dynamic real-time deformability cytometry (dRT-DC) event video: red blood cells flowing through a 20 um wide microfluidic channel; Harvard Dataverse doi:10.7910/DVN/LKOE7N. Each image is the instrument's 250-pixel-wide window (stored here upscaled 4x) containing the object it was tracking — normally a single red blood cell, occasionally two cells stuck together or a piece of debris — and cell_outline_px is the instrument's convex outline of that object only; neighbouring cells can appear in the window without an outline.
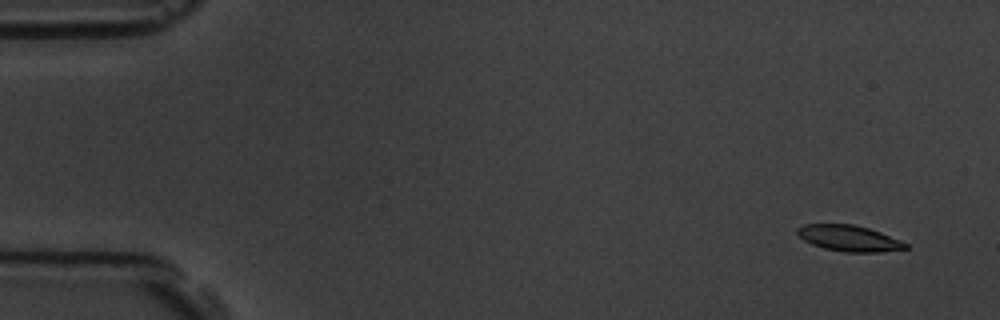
{"species": "common noctule bat (a hibernating species)", "species_latin": "Nyctalus noctula", "temperature_condition": "room temperature", "stored_images_in_passage": 6, "camera_frame_rate_fps": 3000, "um_per_image_px": 0.085, "animal": {"sex": "male", "body_mass_g": 19.5, "forearm_length_mm": 54.6}, "frame": {"image": 1, "passage_image": 2, "time_ms": 1.0, "image_size_px": [1000, 320], "cell_outline_px": [[908, 248], [880, 252], [844, 252], [824, 248], [812, 244], [804, 240], [796, 232], [796, 228], [804, 224], [852, 224], [868, 228], [880, 232], [900, 240], [908, 244]], "centroid_in_image_um": [72.15, 20.25], "position_along_channel_um": 12.8, "area_um2": 16.3}}
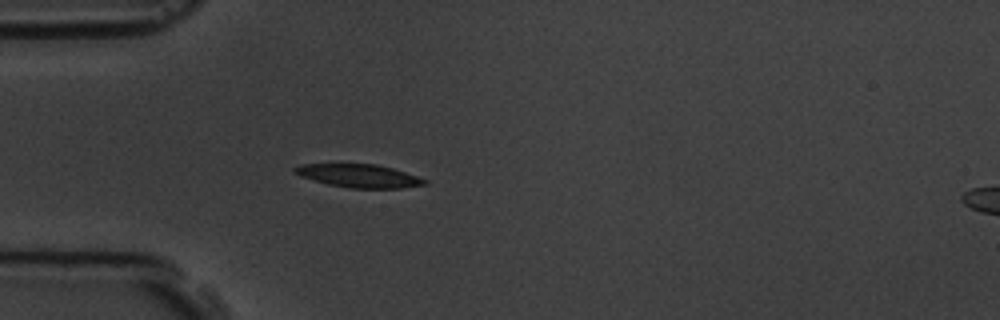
{"frame": {"image": 2, "passage_image": 5, "time_ms": 5.333, "image_size_px": [1000, 320], "cell_outline_px": [[428, 184], [400, 188], [352, 188], [328, 184], [300, 176], [292, 172], [292, 168], [300, 164], [376, 164], [392, 168], [428, 180]], "centroid_in_image_um": [30.49, 14.94], "position_along_channel_um": 54.5, "area_um2": 17.46}}